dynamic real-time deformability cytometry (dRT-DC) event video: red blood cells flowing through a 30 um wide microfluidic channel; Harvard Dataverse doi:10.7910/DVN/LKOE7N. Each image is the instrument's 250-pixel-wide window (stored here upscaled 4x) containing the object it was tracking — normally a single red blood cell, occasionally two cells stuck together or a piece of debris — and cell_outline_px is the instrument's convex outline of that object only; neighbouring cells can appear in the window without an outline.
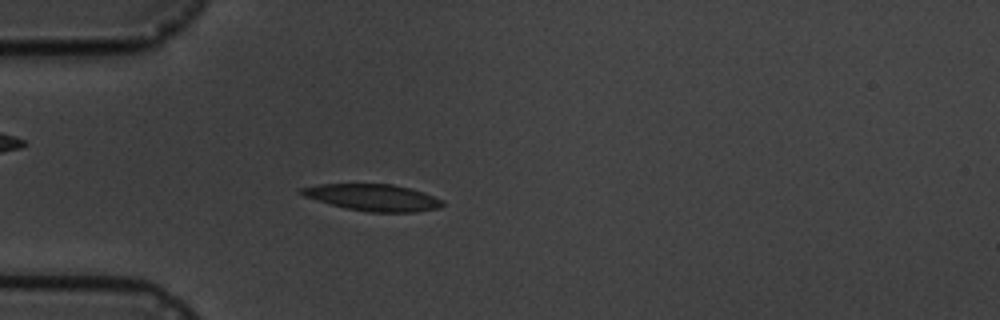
{"species": "common noctule bat (a hibernating species)", "species_latin": "Nyctalus noctula", "temperature_condition": "cold", "stored_images_in_passage": 2, "camera_frame_rate_fps": 3000, "um_per_image_px": 0.085, "animal": {"sex": "male", "body_mass_g": 19.5, "forearm_length_mm": 54.6}, "frame": {"image": 1, "passage_image": 2, "time_ms": 1.0, "image_size_px": [1000, 320], "cell_outline_px": [[444, 204], [440, 208], [416, 212], [368, 212], [344, 208], [304, 196], [296, 192], [300, 188], [320, 184], [392, 184], [408, 188], [444, 200]], "centroid_in_image_um": [31.68, 16.79], "position_along_channel_um": 53.3, "area_um2": 21.85}}